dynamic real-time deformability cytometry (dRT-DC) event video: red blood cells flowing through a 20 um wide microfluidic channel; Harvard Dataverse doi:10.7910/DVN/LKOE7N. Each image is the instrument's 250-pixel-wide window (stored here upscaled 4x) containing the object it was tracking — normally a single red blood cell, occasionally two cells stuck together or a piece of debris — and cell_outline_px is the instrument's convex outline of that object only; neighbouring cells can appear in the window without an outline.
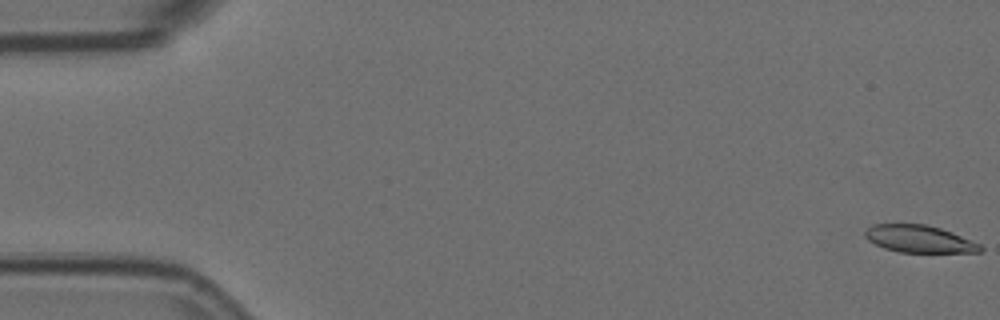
{"species": "Egyptian fruit bat (a non-hibernating species)", "species_latin": "Rousettus aegyptiacus", "temperature_condition": "room temperature", "stored_images_in_passage": 57, "camera_frame_rate_fps": 3000, "um_per_image_px": 0.085, "animal": {"sex": "female"}, "frame": {"image": 1, "passage_image": 1, "time_ms": 0.0, "image_size_px": [1000, 320], "cell_outline_px": [[984, 248], [980, 252], [900, 252], [884, 248], [868, 240], [864, 236], [864, 232], [872, 224], [924, 224], [940, 228], [952, 232], [980, 244]], "centroid_in_image_um": [78.13, 20.31], "position_along_channel_um": 6.9, "area_um2": 18.21}}
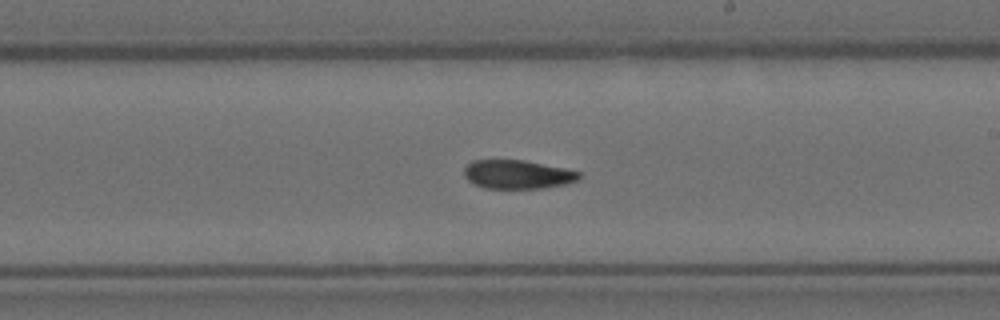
{"frame": {"image": 2, "passage_image": 33, "time_ms": 10.667, "image_size_px": [1000, 320], "cell_outline_px": [[580, 176], [576, 180], [564, 184], [544, 188], [484, 188], [468, 180], [464, 176], [464, 168], [472, 160], [524, 160], [564, 168], [580, 172]], "centroid_in_image_um": [43.96, 14.82], "position_along_channel_um": 245.0, "area_um2": 19.07}}
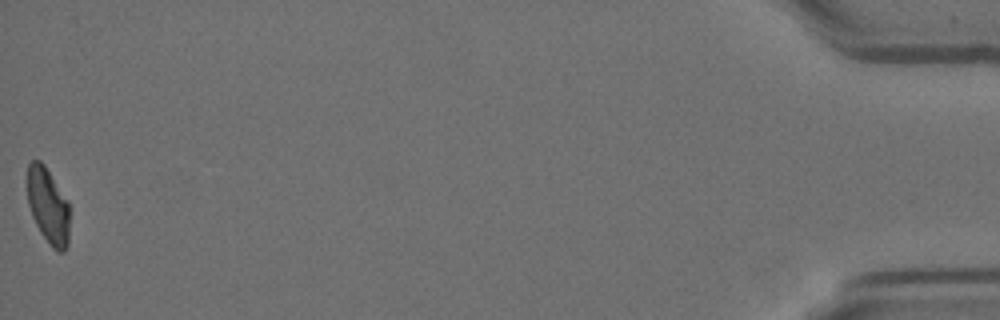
{"frame": {"image": 3, "passage_image": 57, "time_ms": 18.667, "image_size_px": [1000, 320], "cell_outline_px": [[68, 244], [64, 252], [56, 252], [52, 248], [40, 232], [32, 216], [28, 204], [28, 164], [32, 160], [40, 160], [44, 164], [68, 200]], "centroid_in_image_um": [4.09, 17.51], "position_along_channel_um": 431.1, "area_um2": 18.61}, "authors_computed_cell_mechanics": {"area_um2": 20.1144, "velocity_mm_per_s": 3.5921, "shape_relaxation_time_tau1_ms": 5.0018, "shape_relaxation_time_tau2_ms": 5.6859, "deformation_change_tau1": 0.1626, "deformation_change_tau2": 0.1171}}